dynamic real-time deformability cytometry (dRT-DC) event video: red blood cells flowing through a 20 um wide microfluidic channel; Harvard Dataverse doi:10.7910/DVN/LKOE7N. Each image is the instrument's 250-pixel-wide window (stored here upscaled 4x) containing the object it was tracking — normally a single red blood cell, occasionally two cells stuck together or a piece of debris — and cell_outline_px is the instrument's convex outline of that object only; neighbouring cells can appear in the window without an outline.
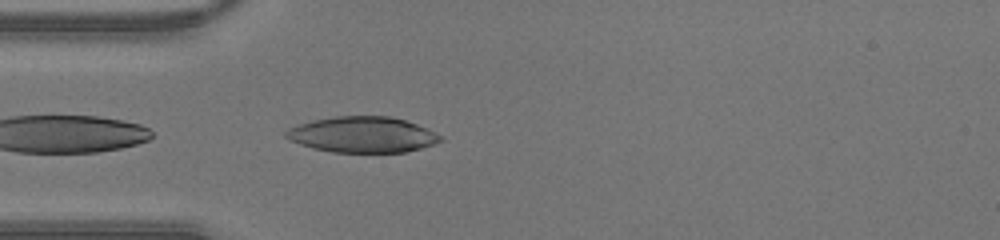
{"species": "human", "species_latin": "Homo sapiens", "temperature_condition": "warm", "stored_images_in_passage": 29, "camera_frame_rate_fps": 3000, "um_per_image_px": 0.085, "donor": {"sex": "male"}, "frame": {"image": 1, "passage_image": 1, "time_ms": 0.0, "image_size_px": [1000, 240], "cell_outline_px": [[444, 140], [420, 148], [404, 152], [332, 152], [312, 148], [288, 140], [284, 136], [284, 132], [288, 128], [312, 120], [336, 116], [392, 116], [428, 128], [440, 136]], "centroid_in_image_um": [30.77, 11.44], "position_along_channel_um": 54.2, "area_um2": 32.19}}
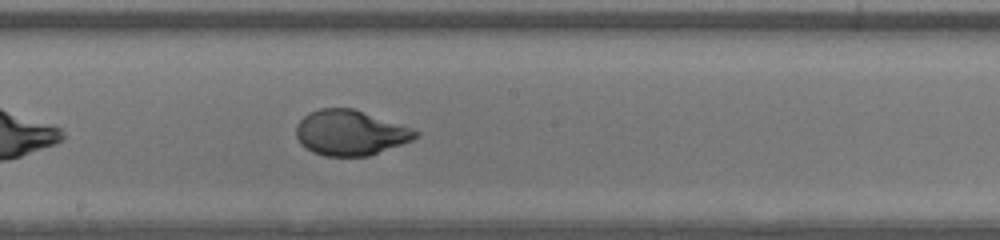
{"frame": {"image": 2, "passage_image": 12, "time_ms": 3.667, "image_size_px": [1000, 240], "cell_outline_px": [[420, 132], [412, 140], [368, 156], [324, 156], [312, 152], [300, 144], [296, 136], [296, 124], [308, 112], [320, 108], [352, 108], [412, 128]], "centroid_in_image_um": [29.73, 11.28], "position_along_channel_um": 218.5, "area_um2": 31.33}}
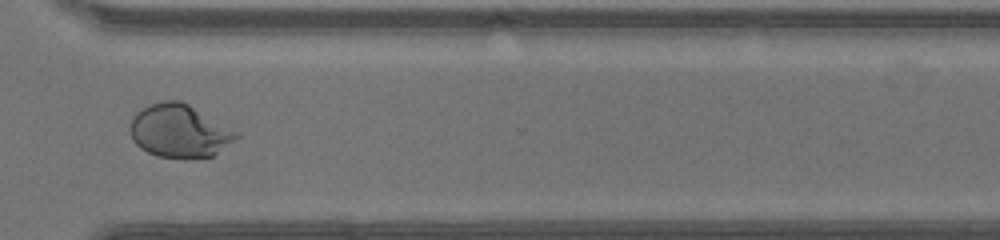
{"frame": {"image": 3, "passage_image": 21, "time_ms": 6.667, "image_size_px": [1000, 240], "cell_outline_px": [[240, 136], [236, 140], [212, 156], [184, 160], [156, 156], [140, 148], [132, 140], [128, 128], [132, 116], [136, 112], [152, 104], [164, 100], [180, 100], [188, 104], [236, 132]], "centroid_in_image_um": [15.2, 11.17], "position_along_channel_um": 355.4, "area_um2": 32.95}}